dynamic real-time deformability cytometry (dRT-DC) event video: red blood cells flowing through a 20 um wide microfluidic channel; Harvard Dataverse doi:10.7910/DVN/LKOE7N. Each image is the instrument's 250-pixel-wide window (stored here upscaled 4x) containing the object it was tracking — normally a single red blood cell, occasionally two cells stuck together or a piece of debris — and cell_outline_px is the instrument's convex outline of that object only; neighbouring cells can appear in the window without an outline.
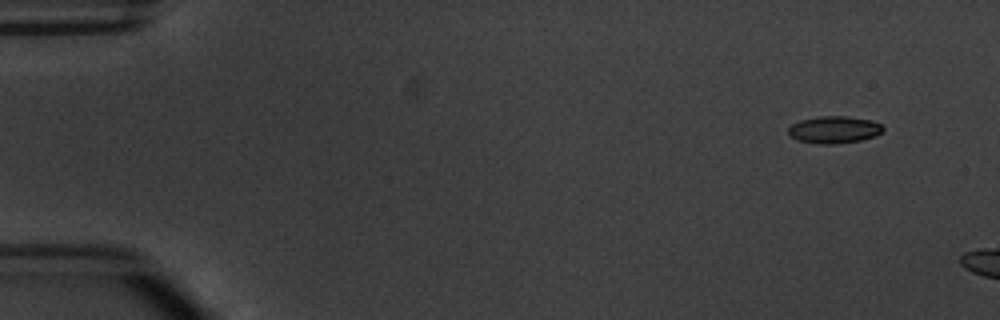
{"species": "common noctule bat (a hibernating species)", "species_latin": "Nyctalus noctula", "temperature_condition": "warm", "stored_images_in_passage": 4, "camera_frame_rate_fps": 3000, "um_per_image_px": 0.085, "animal": {"sex": "male", "body_mass_g": 20.1, "forearm_length_mm": 53.5}, "frame": {"image": 1, "passage_image": 2, "time_ms": 1.0, "image_size_px": [1000, 320], "cell_outline_px": [[884, 128], [876, 136], [860, 140], [836, 144], [816, 144], [796, 140], [788, 132], [788, 128], [792, 124], [800, 120], [820, 116], [844, 116], [868, 120], [880, 124]], "centroid_in_image_um": [70.86, 11.03], "position_along_channel_um": 14.1, "area_um2": 14.85}}